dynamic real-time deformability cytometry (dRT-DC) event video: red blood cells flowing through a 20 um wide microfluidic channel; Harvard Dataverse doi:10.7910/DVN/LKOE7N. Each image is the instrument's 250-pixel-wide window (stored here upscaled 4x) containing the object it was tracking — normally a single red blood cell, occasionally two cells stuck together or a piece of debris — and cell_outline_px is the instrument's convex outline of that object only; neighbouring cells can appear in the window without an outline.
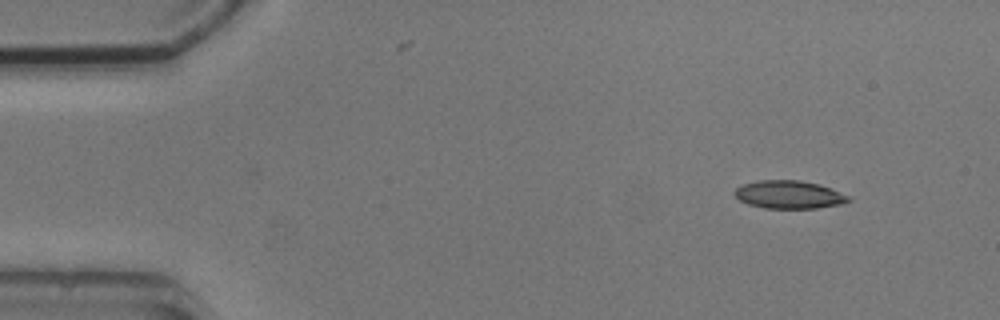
{"species": "common noctule bat (a hibernating species)", "species_latin": "Nyctalus noctula", "temperature_condition": "cold", "stored_images_in_passage": 6, "camera_frame_rate_fps": 3000, "um_per_image_px": 0.085, "animal": {"sex": "male", "body_mass_g": 20.5, "forearm_length_mm": 52.5}, "frame": {"image": 1, "passage_image": 1, "time_ms": 0.0, "image_size_px": [1000, 320], "cell_outline_px": [[852, 200], [844, 204], [816, 208], [764, 208], [748, 204], [740, 200], [732, 192], [736, 188], [744, 184], [756, 180], [800, 180], [820, 184], [832, 188], [852, 196]], "centroid_in_image_um": [67.13, 16.54], "position_along_channel_um": 17.9, "area_um2": 18.9}}
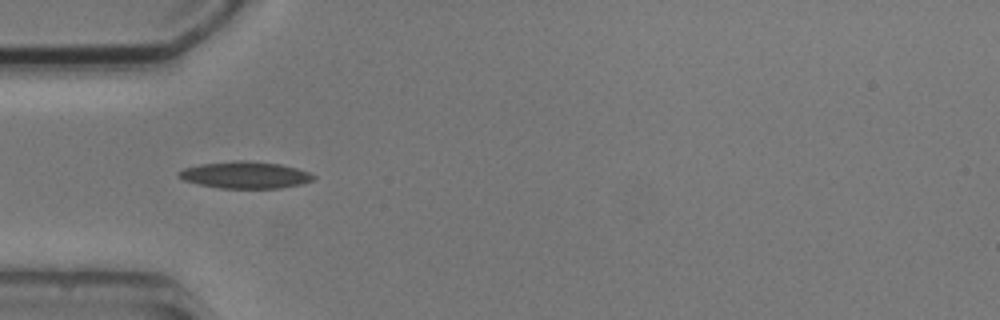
{"frame": {"image": 2, "passage_image": 4, "time_ms": 3.667, "image_size_px": [1000, 320], "cell_outline_px": [[316, 176], [312, 180], [300, 184], [280, 188], [220, 188], [200, 184], [184, 180], [176, 176], [184, 168], [200, 164], [240, 160], [244, 160], [280, 164], [296, 168], [308, 172]], "centroid_in_image_um": [20.84, 14.87], "position_along_channel_um": 64.2, "area_um2": 20.81}}